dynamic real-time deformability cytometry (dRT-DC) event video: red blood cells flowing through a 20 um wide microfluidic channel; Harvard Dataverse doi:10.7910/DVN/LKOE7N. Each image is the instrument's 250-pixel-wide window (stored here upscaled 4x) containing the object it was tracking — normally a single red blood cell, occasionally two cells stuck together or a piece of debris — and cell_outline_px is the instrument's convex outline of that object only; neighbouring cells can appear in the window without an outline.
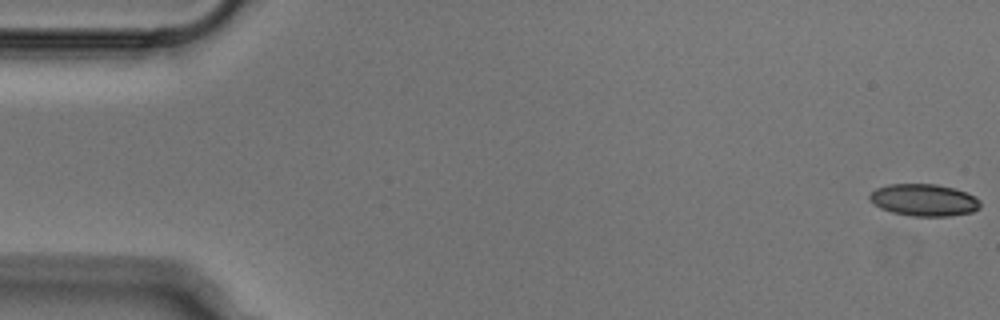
{"species": "Egyptian fruit bat (a non-hibernating species)", "species_latin": "Rousettus aegyptiacus", "temperature_condition": "cold", "stored_images_in_passage": 52, "camera_frame_rate_fps": 3000, "um_per_image_px": 0.085, "animal": {"sex": "male"}, "frame": {"image": 1, "passage_image": 1, "time_ms": 0.0, "image_size_px": [1000, 320], "cell_outline_px": [[980, 208], [972, 212], [948, 216], [912, 216], [892, 212], [880, 208], [872, 204], [868, 200], [868, 196], [876, 188], [888, 184], [936, 184], [952, 188], [976, 196], [980, 200]], "centroid_in_image_um": [78.51, 17.0], "position_along_channel_um": 6.5, "area_um2": 20.75}}
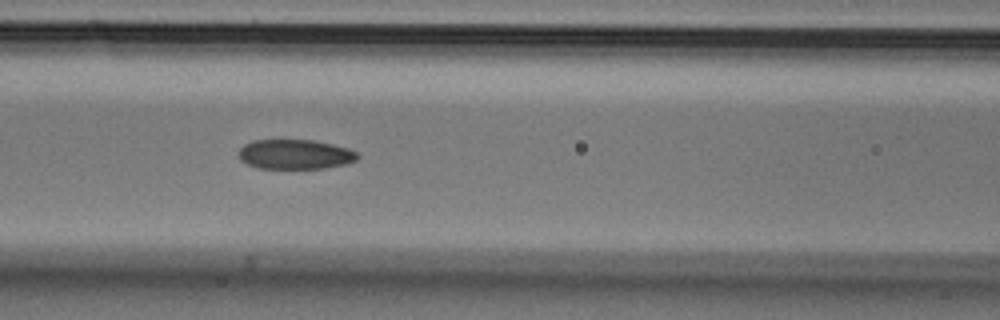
{"frame": {"image": 2, "passage_image": 22, "time_ms": 7.0, "image_size_px": [1000, 320], "cell_outline_px": [[360, 156], [356, 160], [344, 164], [324, 168], [260, 168], [248, 164], [240, 160], [236, 152], [244, 144], [252, 140], [312, 140], [332, 144], [348, 148], [356, 152]], "centroid_in_image_um": [25.05, 13.11], "position_along_channel_um": 141.6, "area_um2": 20.58}}
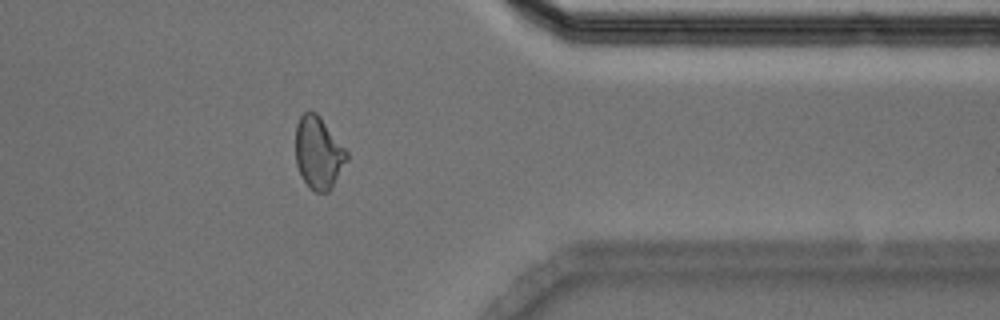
{"frame": {"image": 3, "passage_image": 42, "time_ms": 13.667, "image_size_px": [1000, 320], "cell_outline_px": [[348, 160], [332, 188], [328, 192], [316, 192], [304, 180], [296, 164], [296, 124], [300, 116], [304, 112], [316, 112], [320, 116], [348, 152]], "centroid_in_image_um": [27.08, 12.98], "position_along_channel_um": 384.3, "area_um2": 21.44}}